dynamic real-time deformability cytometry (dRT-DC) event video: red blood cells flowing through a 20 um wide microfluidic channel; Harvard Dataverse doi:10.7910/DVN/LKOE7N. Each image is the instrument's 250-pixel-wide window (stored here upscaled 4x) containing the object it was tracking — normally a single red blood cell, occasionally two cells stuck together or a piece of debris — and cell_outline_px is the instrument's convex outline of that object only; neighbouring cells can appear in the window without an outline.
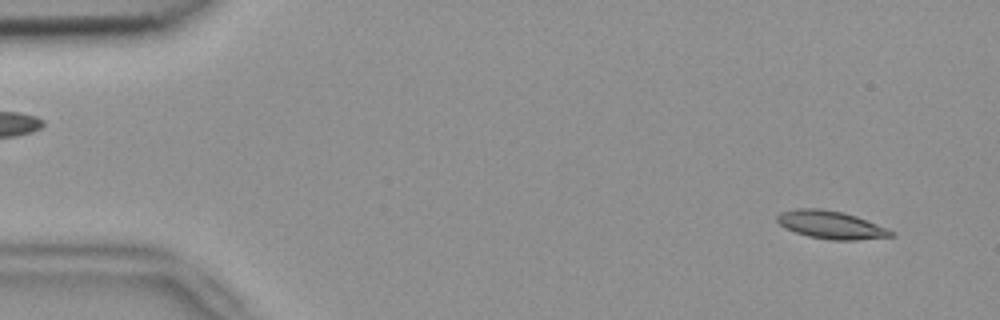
{"species": "common noctule bat (a hibernating species)", "species_latin": "Nyctalus noctula", "temperature_condition": "room temperature", "stored_images_in_passage": 53, "camera_frame_rate_fps": 3000, "um_per_image_px": 0.085, "animal": {"sex": "female", "body_mass_g": 18.4}, "frame": {"image": 1, "passage_image": 3, "time_ms": 0.667, "image_size_px": [1000, 320], "cell_outline_px": [[896, 236], [856, 240], [832, 240], [808, 236], [796, 232], [780, 224], [776, 220], [776, 216], [780, 212], [796, 208], [820, 208], [840, 212], [856, 216], [888, 228], [896, 232]], "centroid_in_image_um": [70.67, 19.11], "position_along_channel_um": 14.3, "area_um2": 18.5}}
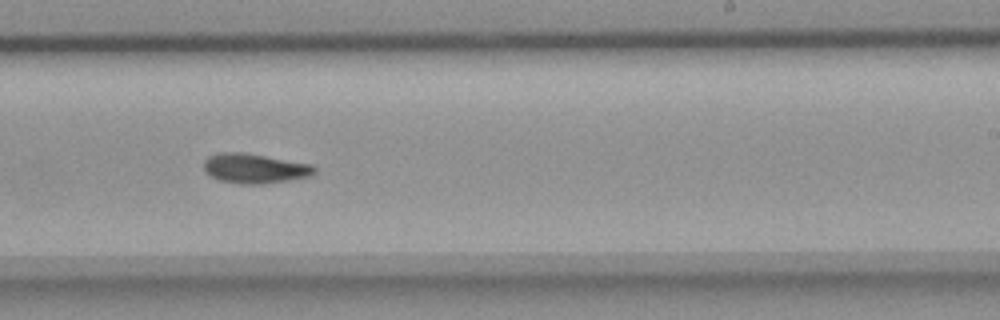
{"frame": {"image": 2, "passage_image": 32, "time_ms": 10.333, "image_size_px": [1000, 320], "cell_outline_px": [[316, 172], [312, 176], [264, 184], [240, 184], [220, 180], [212, 176], [204, 168], [204, 160], [208, 156], [220, 152], [240, 152], [312, 164], [316, 168]], "centroid_in_image_um": [21.67, 14.32], "position_along_channel_um": 267.3, "area_um2": 19.02}}
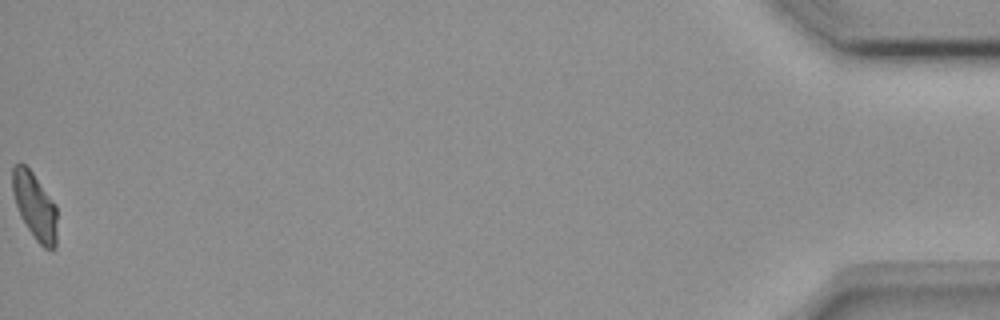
{"frame": {"image": 3, "passage_image": 53, "time_ms": 17.333, "image_size_px": [1000, 320], "cell_outline_px": [[56, 248], [52, 252], [44, 248], [36, 240], [20, 216], [12, 192], [12, 168], [16, 164], [24, 164], [32, 172], [56, 204]], "centroid_in_image_um": [2.97, 17.54], "position_along_channel_um": 432.2, "area_um2": 17.34}}